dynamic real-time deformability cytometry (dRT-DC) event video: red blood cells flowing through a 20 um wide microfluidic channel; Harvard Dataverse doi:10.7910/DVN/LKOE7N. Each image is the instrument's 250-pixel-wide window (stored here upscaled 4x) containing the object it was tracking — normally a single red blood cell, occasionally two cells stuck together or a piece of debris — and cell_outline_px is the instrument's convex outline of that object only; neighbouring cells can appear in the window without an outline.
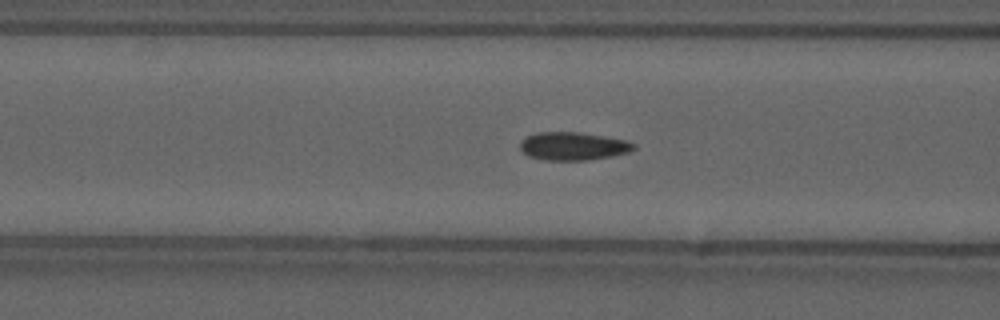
{"species": "common noctule bat (a hibernating species)", "species_latin": "Nyctalus noctula", "temperature_condition": "cold", "stored_images_in_passage": 51, "camera_frame_rate_fps": 3000, "um_per_image_px": 0.085, "animal": {"sex": "male", "forearm_length_mm": 52.5}, "frame": {"image": 1, "passage_image": 22, "time_ms": 7.0, "image_size_px": [1000, 320], "cell_outline_px": [[636, 148], [628, 152], [612, 156], [588, 160], [548, 160], [528, 156], [520, 148], [520, 144], [528, 136], [540, 132], [580, 132], [604, 136], [624, 140], [636, 144]], "centroid_in_image_um": [48.75, 12.42], "position_along_channel_um": 117.9, "area_um2": 18.38}}